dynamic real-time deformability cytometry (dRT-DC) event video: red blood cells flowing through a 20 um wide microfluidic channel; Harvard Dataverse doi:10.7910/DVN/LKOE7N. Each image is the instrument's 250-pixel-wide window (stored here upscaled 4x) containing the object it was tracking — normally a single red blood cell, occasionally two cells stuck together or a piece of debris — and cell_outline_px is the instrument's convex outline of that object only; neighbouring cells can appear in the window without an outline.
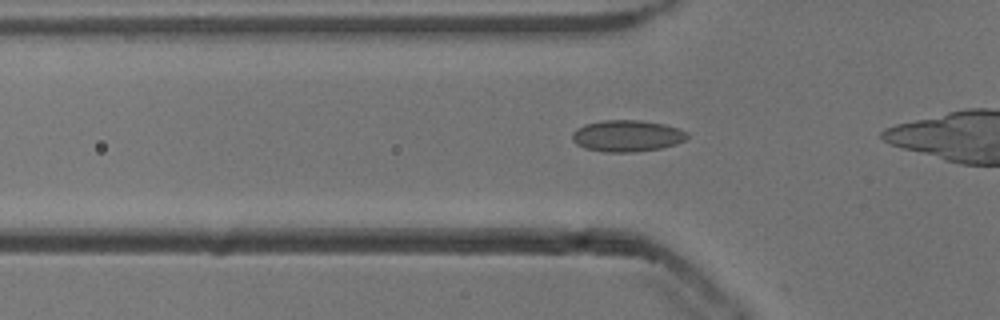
{"species": "common noctule bat (a hibernating species)", "species_latin": "Nyctalus noctula", "temperature_condition": "cold", "stored_images_in_passage": 34, "camera_frame_rate_fps": 3000, "um_per_image_px": 0.085, "animal": {"sex": "male", "body_mass_g": 13.3}, "frame": {"image": 1, "passage_image": 9, "time_ms": 2.667, "image_size_px": [1000, 320], "cell_outline_px": [[688, 136], [684, 140], [676, 144], [660, 148], [632, 152], [604, 152], [584, 148], [576, 144], [572, 140], [572, 132], [576, 128], [584, 124], [604, 120], [640, 120], [664, 124], [680, 128], [688, 132]], "centroid_in_image_um": [53.28, 11.54], "position_along_channel_um": 72.5, "area_um2": 21.27}}
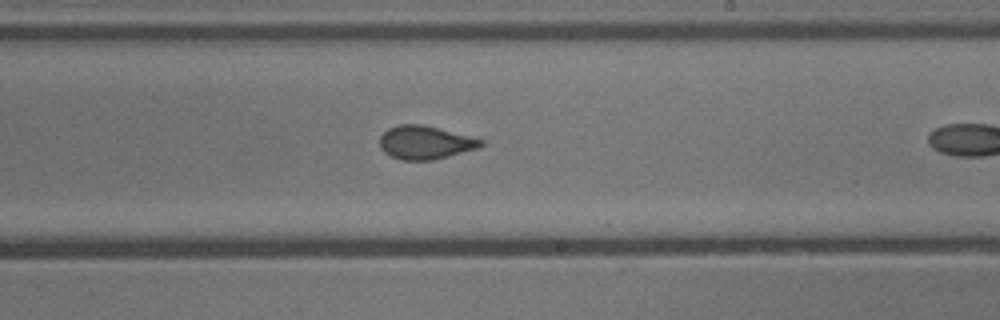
{"frame": {"image": 2, "passage_image": 23, "time_ms": 7.333, "image_size_px": [1000, 320], "cell_outline_px": [[484, 144], [480, 148], [432, 160], [400, 160], [384, 152], [380, 148], [380, 136], [388, 128], [400, 124], [424, 124], [484, 140]], "centroid_in_image_um": [36.14, 12.11], "position_along_channel_um": 252.9, "area_um2": 19.71}}
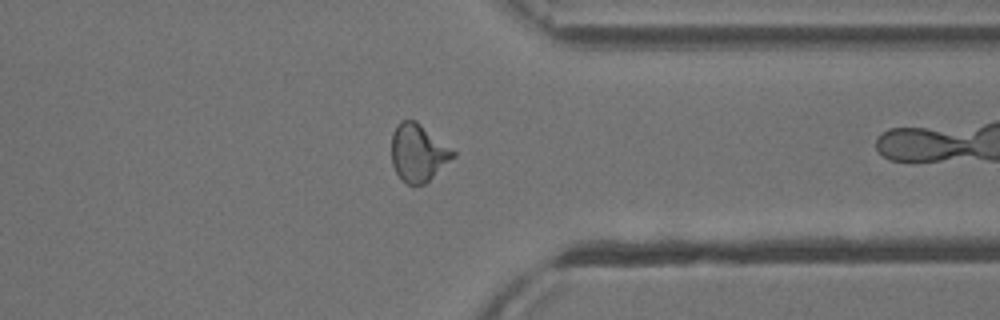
{"frame": {"image": 3, "passage_image": 33, "time_ms": 10.667, "image_size_px": [1000, 320], "cell_outline_px": [[456, 156], [424, 184], [408, 184], [396, 172], [392, 164], [392, 132], [396, 124], [400, 120], [416, 120], [456, 152]], "centroid_in_image_um": [35.54, 12.95], "position_along_channel_um": 375.9, "area_um2": 20.46}}